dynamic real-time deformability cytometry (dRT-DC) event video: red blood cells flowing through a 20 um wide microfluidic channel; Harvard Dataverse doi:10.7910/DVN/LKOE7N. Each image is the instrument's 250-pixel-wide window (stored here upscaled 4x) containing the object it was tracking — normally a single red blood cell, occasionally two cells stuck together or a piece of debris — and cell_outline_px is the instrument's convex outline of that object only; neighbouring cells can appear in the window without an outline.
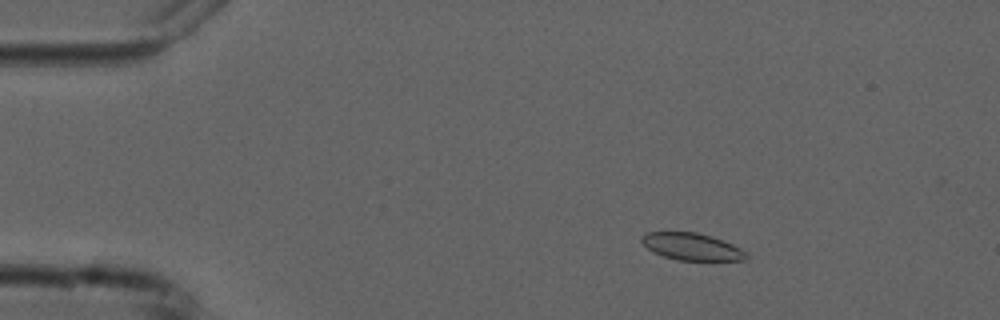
{"species": "common noctule bat (a hibernating species)", "species_latin": "Nyctalus noctula", "temperature_condition": "cold", "stored_images_in_passage": 4, "camera_frame_rate_fps": 3000, "um_per_image_px": 0.085, "animal": {"sex": "male", "forearm_length_mm": 52.5}, "frame": {"image": 1, "passage_image": 2, "time_ms": 1.0, "image_size_px": [1000, 320], "cell_outline_px": [[748, 256], [744, 260], [676, 260], [664, 256], [648, 248], [640, 240], [640, 236], [648, 232], [696, 232], [712, 236], [732, 244], [740, 248]], "centroid_in_image_um": [58.79, 20.95], "position_along_channel_um": 26.2, "area_um2": 16.3}}